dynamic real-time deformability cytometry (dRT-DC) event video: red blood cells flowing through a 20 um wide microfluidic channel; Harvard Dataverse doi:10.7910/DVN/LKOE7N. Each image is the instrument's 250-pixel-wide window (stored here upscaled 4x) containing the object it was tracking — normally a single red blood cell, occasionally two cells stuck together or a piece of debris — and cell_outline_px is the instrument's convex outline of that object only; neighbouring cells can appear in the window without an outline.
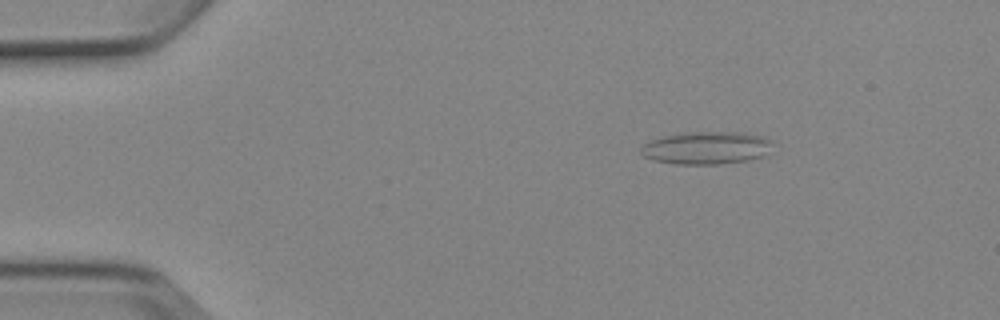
{"species": "Egyptian fruit bat (a non-hibernating species)", "species_latin": "Rousettus aegyptiacus", "temperature_condition": "cold", "stored_images_in_passage": 3, "camera_frame_rate_fps": 3000, "um_per_image_px": 0.085, "animal": {"sex": "female"}, "frame": {"image": 1, "passage_image": 1, "time_ms": 0.0, "image_size_px": [1000, 320], "cell_outline_px": [[772, 144], [764, 156], [748, 160], [720, 164], [676, 164], [652, 160], [644, 156], [640, 152], [640, 148], [648, 140], [664, 136], [688, 132], [744, 132], [760, 136], [772, 140]], "centroid_in_image_um": [60.02, 12.57], "position_along_channel_um": 25.0, "area_um2": 25.14}}